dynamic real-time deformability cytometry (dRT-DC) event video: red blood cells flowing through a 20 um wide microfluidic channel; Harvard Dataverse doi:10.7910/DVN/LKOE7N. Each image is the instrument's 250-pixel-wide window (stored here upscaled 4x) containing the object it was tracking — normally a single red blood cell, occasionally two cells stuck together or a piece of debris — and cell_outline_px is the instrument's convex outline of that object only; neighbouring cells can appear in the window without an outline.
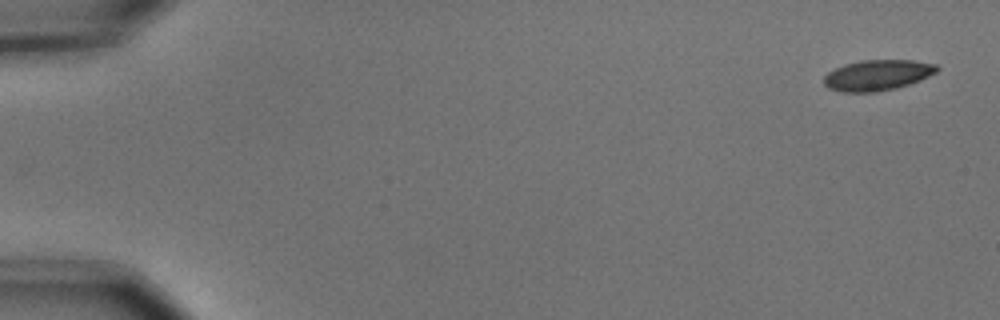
{"species": "common noctule bat (a hibernating species)", "species_latin": "Nyctalus noctula", "temperature_condition": "cold", "stored_images_in_passage": 6, "camera_frame_rate_fps": 3000, "um_per_image_px": 0.085, "animal": {"sex": "male", "body_mass_g": 15.6}, "frame": {"image": 1, "passage_image": 1, "time_ms": 0.0, "image_size_px": [1000, 320], "cell_outline_px": [[940, 68], [936, 72], [920, 80], [896, 88], [876, 92], [840, 92], [828, 88], [824, 84], [824, 76], [828, 72], [844, 64], [860, 60], [912, 60], [936, 64]], "centroid_in_image_um": [74.57, 6.39], "position_along_channel_um": 10.4, "area_um2": 20.23}}
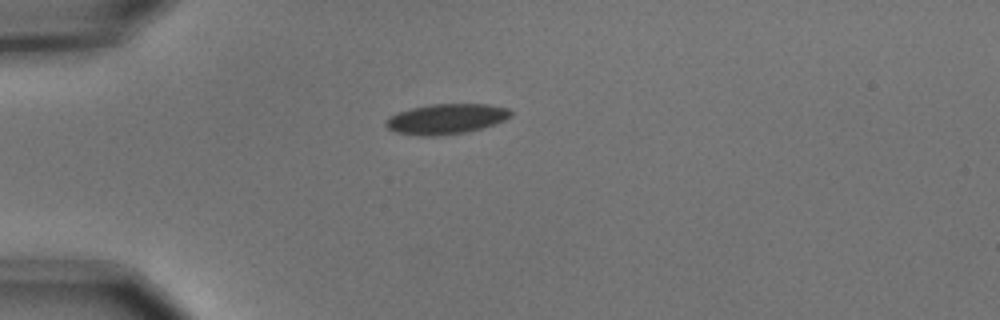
{"frame": {"image": 2, "passage_image": 4, "time_ms": 1.0, "image_size_px": [1000, 320], "cell_outline_px": [[512, 116], [504, 120], [480, 128], [464, 132], [436, 136], [420, 136], [396, 132], [388, 128], [384, 124], [384, 120], [388, 116], [396, 112], [412, 108], [432, 104], [488, 104], [508, 108], [512, 112]], "centroid_in_image_um": [37.87, 10.1], "position_along_channel_um": 47.1, "area_um2": 21.96}}
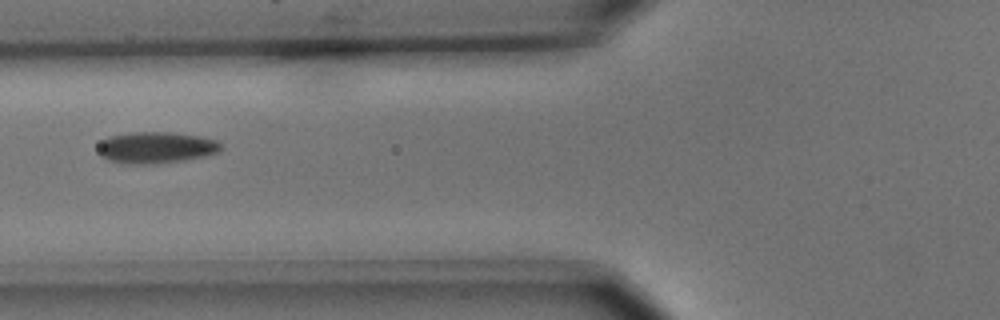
{"frame": {"image": 3, "passage_image": 6, "time_ms": 1.667, "image_size_px": [1000, 320], "cell_outline_px": [[224, 148], [216, 152], [204, 156], [184, 160], [144, 164], [124, 164], [108, 160], [100, 156], [100, 144], [108, 136], [132, 132], [172, 132], [200, 136], [216, 140]], "centroid_in_image_um": [13.27, 12.53], "position_along_channel_um": 112.5, "area_um2": 22.37}}